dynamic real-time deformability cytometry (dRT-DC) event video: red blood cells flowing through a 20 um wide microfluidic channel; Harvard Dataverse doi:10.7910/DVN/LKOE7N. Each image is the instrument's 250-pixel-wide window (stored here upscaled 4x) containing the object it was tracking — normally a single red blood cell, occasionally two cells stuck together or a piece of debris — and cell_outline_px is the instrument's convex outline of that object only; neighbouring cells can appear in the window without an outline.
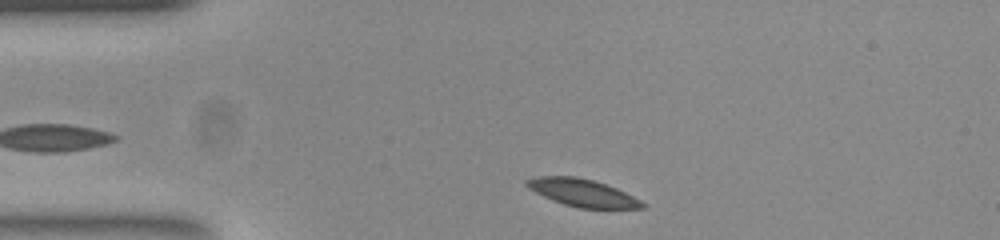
{"species": "common noctule bat (a hibernating species)", "species_latin": "Nyctalus noctula", "temperature_condition": "room temperature", "stored_images_in_passage": 44, "camera_frame_rate_fps": 3000, "um_per_image_px": 0.085, "animal": {"sex": "female", "body_mass_g": 23.0, "forearm_length_mm": 53.4}, "frame": {"image": 1, "passage_image": 2, "time_ms": 0.333, "image_size_px": [1000, 240], "cell_outline_px": [[644, 204], [640, 208], [580, 208], [564, 204], [544, 196], [532, 188], [528, 184], [528, 180], [548, 176], [568, 176], [588, 180], [604, 184]], "centroid_in_image_um": [49.48, 16.41], "position_along_channel_um": 35.5, "area_um2": 16.88}}
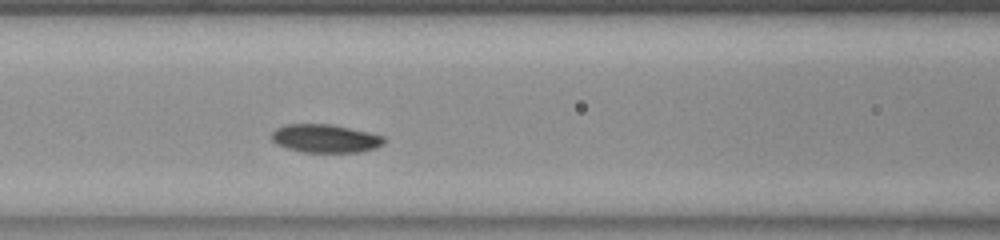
{"frame": {"image": 2, "passage_image": 13, "time_ms": 4.0, "image_size_px": [1000, 240], "cell_outline_px": [[384, 140], [380, 144], [372, 148], [360, 152], [304, 152], [288, 148], [272, 140], [272, 132], [288, 124], [324, 124], [348, 128], [380, 136]], "centroid_in_image_um": [27.59, 11.78], "position_along_channel_um": 139.0, "area_um2": 17.63}}
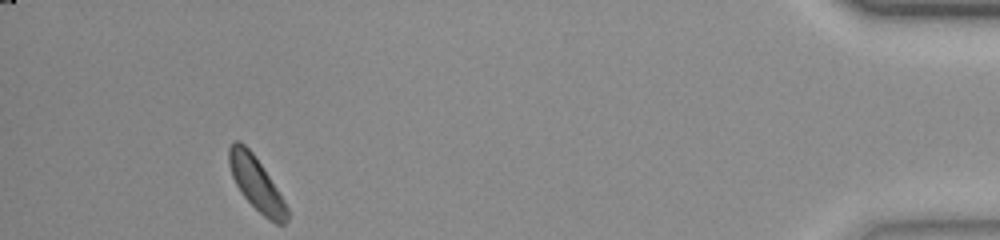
{"frame": {"image": 3, "passage_image": 40, "time_ms": 13.0, "image_size_px": [1000, 240], "cell_outline_px": [[288, 220], [284, 224], [276, 224], [268, 220], [244, 196], [236, 184], [232, 176], [228, 160], [228, 148], [236, 140], [244, 144], [252, 152], [268, 176], [288, 208]], "centroid_in_image_um": [21.77, 15.63], "position_along_channel_um": 413.4, "area_um2": 17.51}, "authors_computed_cell_mechanics": {"area_um2": 17.7735, "velocity_mm_per_s": 3.8165, "shape_relaxation_time_tau1_ms": 2.9509, "shape_relaxation_time_tau2_ms": null, "deformation_change_tau1": 0.0491, "deformation_change_tau2": null}}